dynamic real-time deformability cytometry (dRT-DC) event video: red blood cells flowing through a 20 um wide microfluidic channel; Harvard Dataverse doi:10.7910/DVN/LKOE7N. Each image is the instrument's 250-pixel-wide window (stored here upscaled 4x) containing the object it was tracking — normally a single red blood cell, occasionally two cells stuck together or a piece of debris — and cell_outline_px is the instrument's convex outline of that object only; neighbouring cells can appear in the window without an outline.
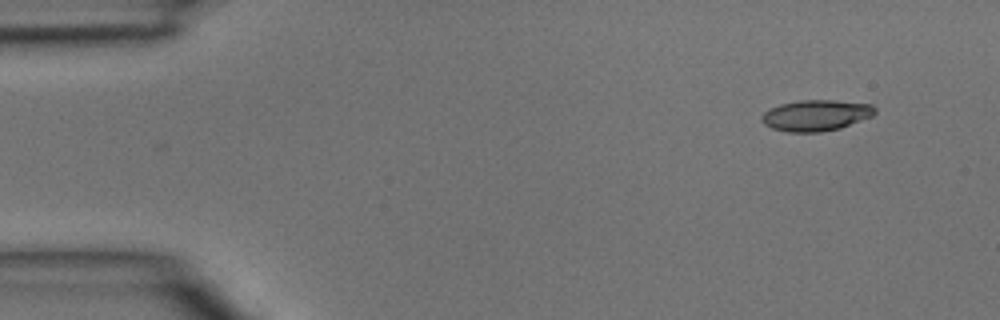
{"species": "common noctule bat (a hibernating species)", "species_latin": "Nyctalus noctula", "temperature_condition": "room temperature", "stored_images_in_passage": 2, "camera_frame_rate_fps": 3000, "um_per_image_px": 0.085, "animal": {"sex": "male", "body_mass_g": 15.6}, "frame": {"image": 1, "passage_image": 2, "time_ms": 0.333, "image_size_px": [1000, 320], "cell_outline_px": [[876, 112], [872, 116], [840, 128], [820, 132], [788, 132], [772, 128], [764, 124], [760, 120], [760, 116], [768, 108], [780, 104], [800, 100], [836, 100], [872, 104], [876, 108]], "centroid_in_image_um": [69.34, 9.8], "position_along_channel_um": 15.7, "area_um2": 20.63}}